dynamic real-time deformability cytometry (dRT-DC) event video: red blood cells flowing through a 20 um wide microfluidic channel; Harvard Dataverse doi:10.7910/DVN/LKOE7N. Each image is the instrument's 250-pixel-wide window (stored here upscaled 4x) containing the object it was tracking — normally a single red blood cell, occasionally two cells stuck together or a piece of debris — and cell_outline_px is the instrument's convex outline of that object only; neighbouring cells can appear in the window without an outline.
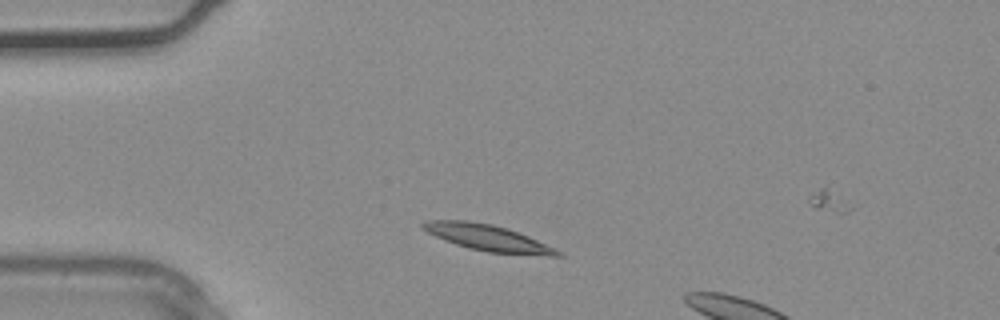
{"species": "common noctule bat (a hibernating species)", "species_latin": "Nyctalus noctula", "temperature_condition": "warm", "stored_images_in_passage": 30, "camera_frame_rate_fps": 3000, "um_per_image_px": 0.085, "animal": {"sex": "male", "body_mass_g": 20.4}, "frame": {"image": 1, "passage_image": 1, "time_ms": 0.0, "image_size_px": [1000, 320], "cell_outline_px": [[564, 256], [548, 256], [488, 252], [468, 248], [444, 240], [420, 228], [420, 224], [428, 220], [468, 220], [492, 224], [508, 228], [528, 236], [560, 252]], "centroid_in_image_um": [41.4, 20.2], "position_along_channel_um": 43.6, "area_um2": 20.4}}